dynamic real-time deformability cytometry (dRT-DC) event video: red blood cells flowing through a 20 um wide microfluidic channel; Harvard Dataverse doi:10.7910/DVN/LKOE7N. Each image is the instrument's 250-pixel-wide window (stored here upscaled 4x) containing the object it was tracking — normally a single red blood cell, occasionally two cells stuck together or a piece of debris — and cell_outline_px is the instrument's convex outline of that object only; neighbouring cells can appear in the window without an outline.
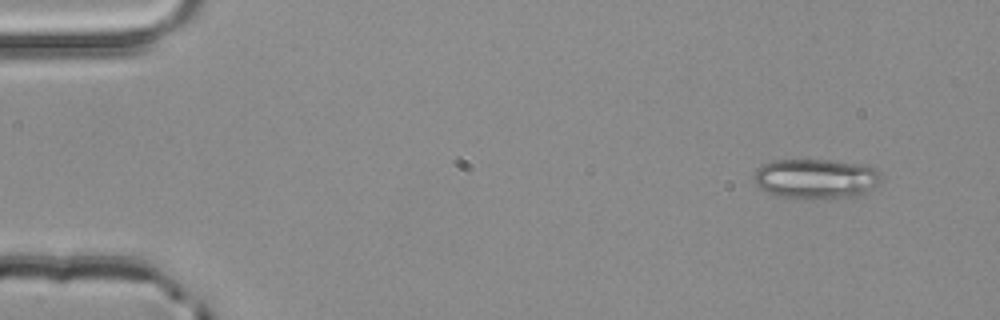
{"species": "common noctule bat (a hibernating species)", "species_latin": "Nyctalus noctula", "temperature_condition": "room temperature", "stored_images_in_passage": 3, "camera_frame_rate_fps": 3000, "um_per_image_px": 0.085, "animal": {"sex": "male", "body_mass_g": 20.4}, "frame": {"image": 1, "passage_image": 1, "time_ms": 0.0, "image_size_px": [1000, 320], "cell_outline_px": [[884, 180], [852, 200], [792, 200], [776, 196], [760, 188], [752, 180], [752, 176], [756, 168], [760, 164], [772, 160], [828, 160], [864, 164], [876, 168], [884, 176]], "centroid_in_image_um": [69.37, 15.24], "position_along_channel_um": 15.6, "area_um2": 31.33}}